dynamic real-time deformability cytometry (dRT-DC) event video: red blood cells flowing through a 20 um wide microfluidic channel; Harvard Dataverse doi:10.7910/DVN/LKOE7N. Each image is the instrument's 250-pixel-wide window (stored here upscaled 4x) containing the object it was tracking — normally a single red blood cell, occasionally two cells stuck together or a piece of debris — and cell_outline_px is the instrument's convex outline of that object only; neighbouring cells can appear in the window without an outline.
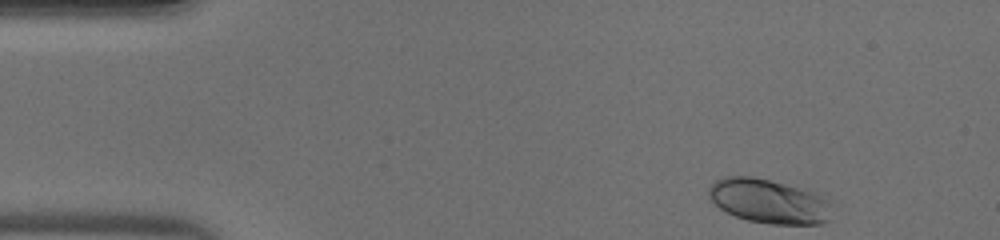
{"species": "human", "species_latin": "Homo sapiens", "temperature_condition": "warm", "stored_images_in_passage": 42, "camera_frame_rate_fps": 3000, "um_per_image_px": 0.085, "donor": {"sex": "male"}, "frame": {"image": 1, "passage_image": 1, "time_ms": 0.0, "image_size_px": [1000, 240], "cell_outline_px": [[828, 220], [820, 224], [768, 224], [748, 220], [736, 216], [720, 208], [708, 196], [708, 188], [716, 180], [728, 176], [752, 176], [812, 188], [828, 200]], "centroid_in_image_um": [65.37, 17.07], "position_along_channel_um": 19.6, "area_um2": 32.08}}
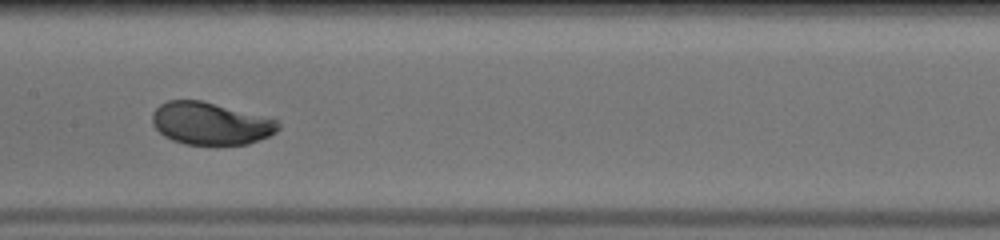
{"frame": {"image": 2, "passage_image": 19, "time_ms": 6.0, "image_size_px": [1000, 240], "cell_outline_px": [[280, 128], [276, 132], [268, 136], [248, 144], [184, 144], [172, 140], [164, 136], [152, 124], [152, 112], [160, 104], [168, 100], [200, 100], [276, 120], [280, 124]], "centroid_in_image_um": [17.85, 10.5], "position_along_channel_um": 189.6, "area_um2": 30.69}}
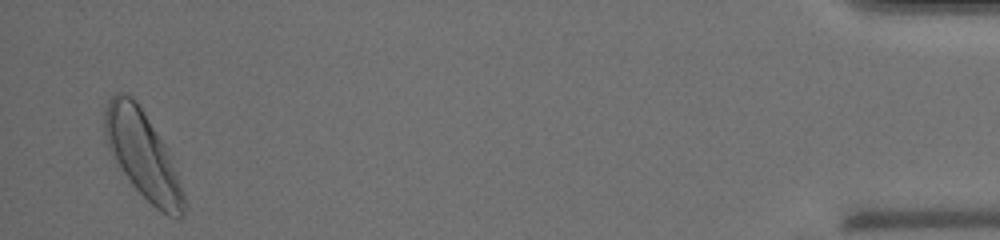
{"frame": {"image": 3, "passage_image": 41, "time_ms": 13.333, "image_size_px": [1000, 240], "cell_outline_px": [[188, 204], [184, 216], [168, 216], [160, 212], [128, 180], [116, 164], [108, 148], [104, 132], [104, 108], [108, 100], [116, 92], [120, 92], [132, 96], [136, 100], [164, 144]], "centroid_in_image_um": [12.1, 13.16], "position_along_channel_um": 423.1, "area_um2": 39.65}}